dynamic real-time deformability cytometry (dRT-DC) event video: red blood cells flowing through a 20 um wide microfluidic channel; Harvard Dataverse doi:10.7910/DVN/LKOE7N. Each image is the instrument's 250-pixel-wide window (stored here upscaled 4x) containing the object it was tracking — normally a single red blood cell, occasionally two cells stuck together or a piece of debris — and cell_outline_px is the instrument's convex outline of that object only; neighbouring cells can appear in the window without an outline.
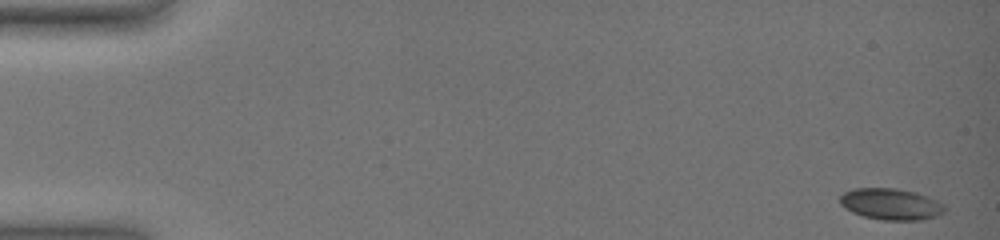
{"species": "common noctule bat (a hibernating species)", "species_latin": "Nyctalus noctula", "temperature_condition": "warm", "stored_images_in_passage": 28, "camera_frame_rate_fps": 3000, "um_per_image_px": 0.085, "animal": {"sex": "female", "body_mass_g": 19.0, "forearm_length_mm": 51.5}, "frame": {"image": 1, "passage_image": 1, "time_ms": 0.0, "image_size_px": [1000, 240], "cell_outline_px": [[948, 208], [944, 212], [936, 216], [920, 220], [880, 220], [864, 216], [852, 212], [844, 208], [840, 204], [840, 196], [844, 192], [852, 188], [896, 188], [916, 192], [928, 196], [944, 204]], "centroid_in_image_um": [75.73, 17.34], "position_along_channel_um": 9.3, "area_um2": 19.36}}
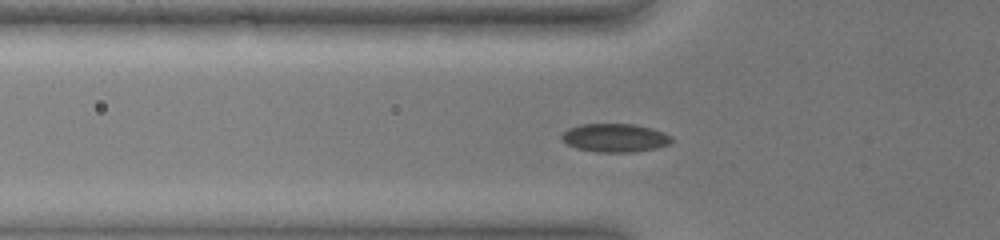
{"frame": {"image": 2, "passage_image": 23, "time_ms": 6.333, "image_size_px": [1000, 240], "cell_outline_px": [[672, 140], [668, 144], [656, 148], [632, 152], [596, 152], [576, 148], [560, 140], [560, 136], [568, 128], [580, 124], [632, 124], [652, 128], [664, 132], [672, 136]], "centroid_in_image_um": [52.25, 11.71], "position_along_channel_um": 73.6, "area_um2": 18.26}}
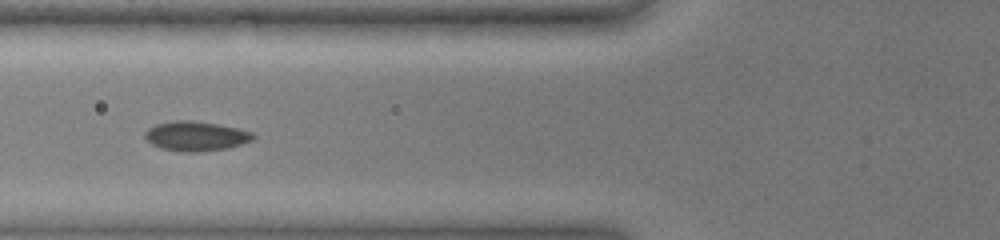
{"frame": {"image": 3, "passage_image": 27, "time_ms": 7.333, "image_size_px": [1000, 240], "cell_outline_px": [[256, 136], [252, 140], [228, 148], [200, 152], [184, 152], [160, 148], [152, 144], [144, 136], [144, 132], [148, 128], [156, 124], [172, 120], [192, 120], [220, 124], [252, 132]], "centroid_in_image_um": [16.63, 11.56], "position_along_channel_um": 109.2, "area_um2": 18.79}}